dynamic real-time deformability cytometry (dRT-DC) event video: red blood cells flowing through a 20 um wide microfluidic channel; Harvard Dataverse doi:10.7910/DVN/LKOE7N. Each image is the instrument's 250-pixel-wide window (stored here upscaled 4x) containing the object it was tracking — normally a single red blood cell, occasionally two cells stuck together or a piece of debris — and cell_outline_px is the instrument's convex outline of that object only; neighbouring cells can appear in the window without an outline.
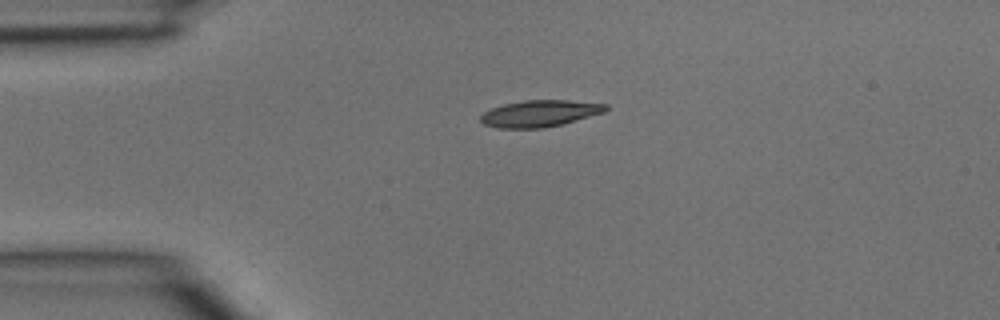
{"species": "common noctule bat (a hibernating species)", "species_latin": "Nyctalus noctula", "temperature_condition": "room temperature", "stored_images_in_passage": 2, "camera_frame_rate_fps": 3000, "um_per_image_px": 0.085, "animal": {"sex": "male", "body_mass_g": 15.6}, "frame": {"image": 1, "passage_image": 1, "time_ms": 0.0, "image_size_px": [1000, 320], "cell_outline_px": [[608, 108], [604, 112], [560, 124], [544, 128], [496, 128], [484, 124], [480, 120], [480, 116], [484, 112], [492, 108], [504, 104], [524, 100], [568, 100], [608, 104]], "centroid_in_image_um": [45.86, 9.64], "position_along_channel_um": 39.1, "area_um2": 19.25}}
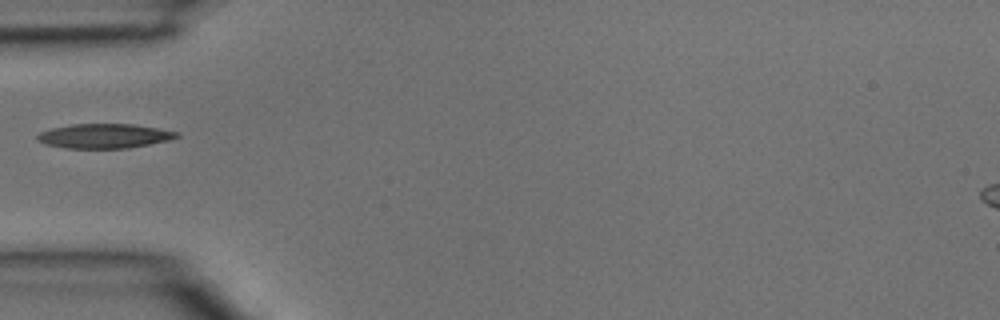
{"frame": {"image": 2, "passage_image": 2, "time_ms": 0.333, "image_size_px": [1000, 320], "cell_outline_px": [[180, 136], [168, 140], [128, 148], [64, 148], [44, 144], [36, 140], [36, 136], [40, 132], [52, 128], [72, 124], [132, 124], [180, 132]], "centroid_in_image_um": [8.83, 11.56], "position_along_channel_um": 76.2, "area_um2": 19.83}}